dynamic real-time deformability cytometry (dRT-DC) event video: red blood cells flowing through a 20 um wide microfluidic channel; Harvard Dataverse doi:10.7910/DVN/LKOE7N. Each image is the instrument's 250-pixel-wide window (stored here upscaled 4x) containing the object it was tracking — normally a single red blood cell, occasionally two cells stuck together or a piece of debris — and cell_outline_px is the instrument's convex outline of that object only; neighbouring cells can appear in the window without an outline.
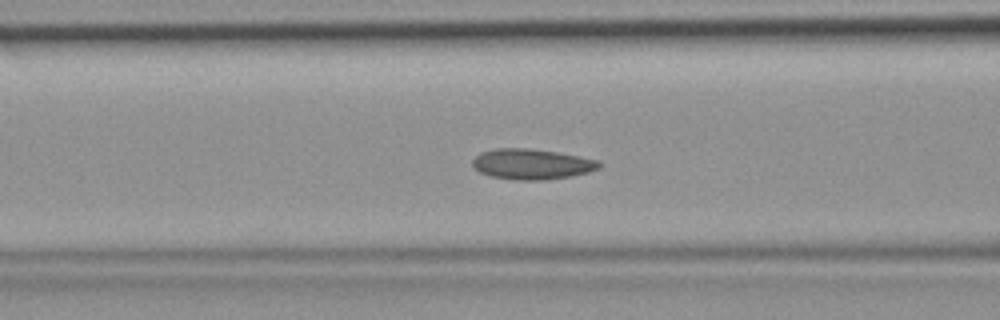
{"species": "common noctule bat (a hibernating species)", "species_latin": "Nyctalus noctula", "temperature_condition": "room temperature", "stored_images_in_passage": 41, "camera_frame_rate_fps": 3000, "um_per_image_px": 0.085, "animal": {"sex": "female", "body_mass_g": 19.9}, "frame": {"image": 1, "passage_image": 12, "time_ms": 3.667, "image_size_px": [1000, 320], "cell_outline_px": [[600, 168], [588, 172], [548, 180], [516, 180], [492, 176], [480, 172], [472, 164], [472, 160], [480, 152], [496, 148], [528, 148], [556, 152], [600, 160]], "centroid_in_image_um": [45.2, 13.94], "position_along_channel_um": 121.4, "area_um2": 22.37}}
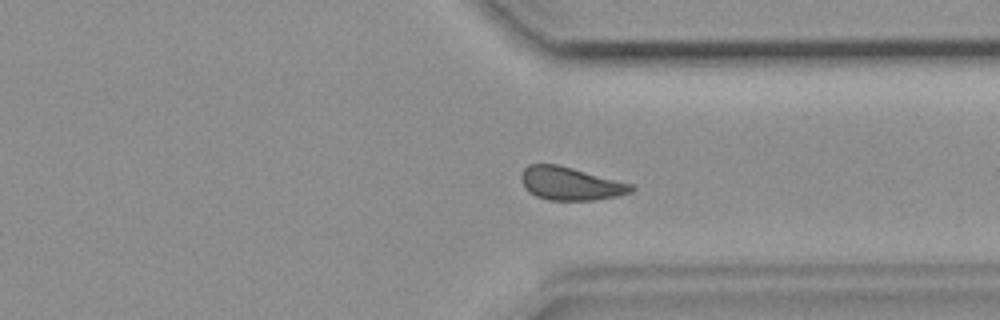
{"frame": {"image": 2, "passage_image": 29, "time_ms": 9.333, "image_size_px": [1000, 320], "cell_outline_px": [[636, 188], [632, 192], [620, 196], [596, 200], [548, 200], [536, 196], [528, 192], [524, 188], [520, 176], [524, 168], [528, 164], [556, 164], [636, 184]], "centroid_in_image_um": [48.53, 15.61], "position_along_channel_um": 362.9, "area_um2": 21.62}}
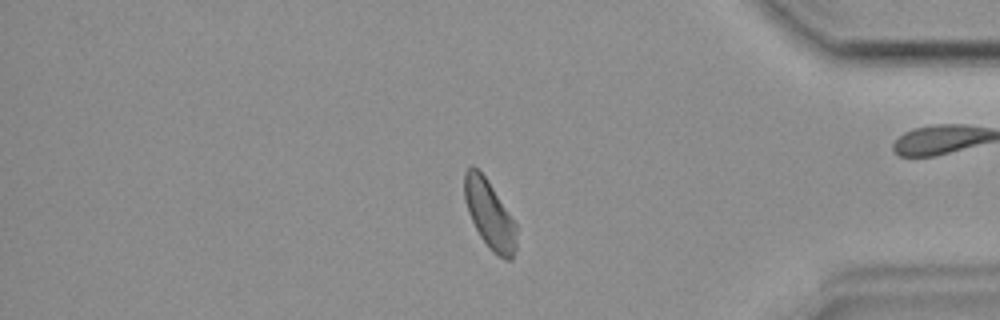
{"frame": {"image": 3, "passage_image": 33, "time_ms": 10.667, "image_size_px": [1000, 320], "cell_outline_px": [[516, 248], [512, 260], [504, 260], [492, 252], [488, 248], [480, 236], [468, 212], [464, 200], [464, 172], [472, 164], [488, 180], [516, 224]], "centroid_in_image_um": [41.61, 18.25], "position_along_channel_um": 393.6, "area_um2": 20.69}}